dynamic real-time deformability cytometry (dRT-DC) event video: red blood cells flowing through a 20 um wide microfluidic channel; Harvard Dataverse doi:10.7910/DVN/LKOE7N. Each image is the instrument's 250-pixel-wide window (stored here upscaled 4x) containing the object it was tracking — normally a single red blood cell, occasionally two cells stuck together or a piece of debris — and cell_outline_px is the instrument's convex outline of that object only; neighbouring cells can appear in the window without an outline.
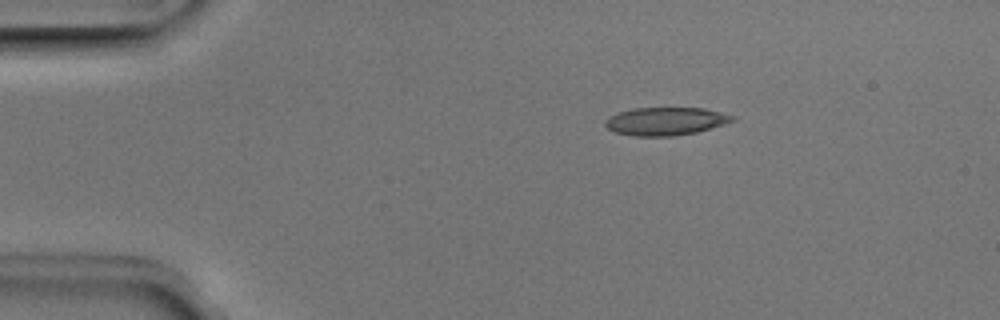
{"species": "Egyptian fruit bat (a non-hibernating species)", "species_latin": "Rousettus aegyptiacus", "temperature_condition": "room temperature", "stored_images_in_passage": 43, "camera_frame_rate_fps": 3000, "um_per_image_px": 0.085, "animal": {"sex": "male"}, "frame": {"image": 1, "passage_image": 1, "time_ms": 0.0, "image_size_px": [1000, 320], "cell_outline_px": [[736, 120], [724, 124], [696, 132], [672, 136], [632, 136], [616, 132], [608, 128], [604, 124], [604, 120], [608, 116], [632, 108], [704, 108], [736, 116]], "centroid_in_image_um": [56.57, 10.3], "position_along_channel_um": 28.4, "area_um2": 20.75}}
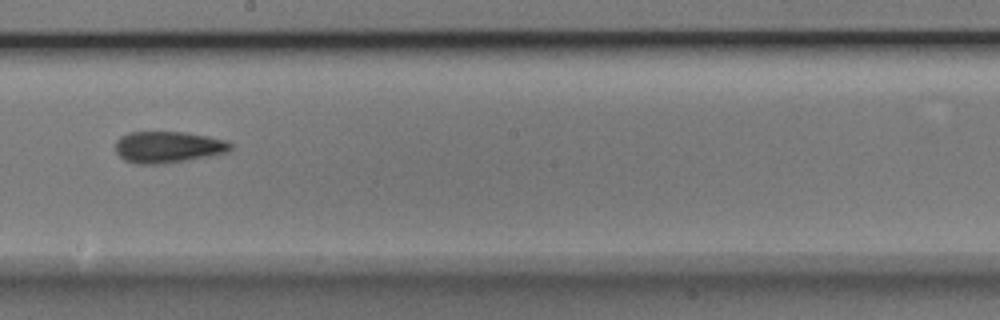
{"frame": {"image": 2, "passage_image": 21, "time_ms": 6.667, "image_size_px": [1000, 320], "cell_outline_px": [[232, 148], [228, 152], [188, 160], [164, 164], [136, 164], [124, 160], [116, 152], [116, 140], [120, 136], [128, 132], [184, 132], [208, 136], [228, 140], [232, 144]], "centroid_in_image_um": [14.29, 12.5], "position_along_channel_um": 233.9, "area_um2": 21.33}}
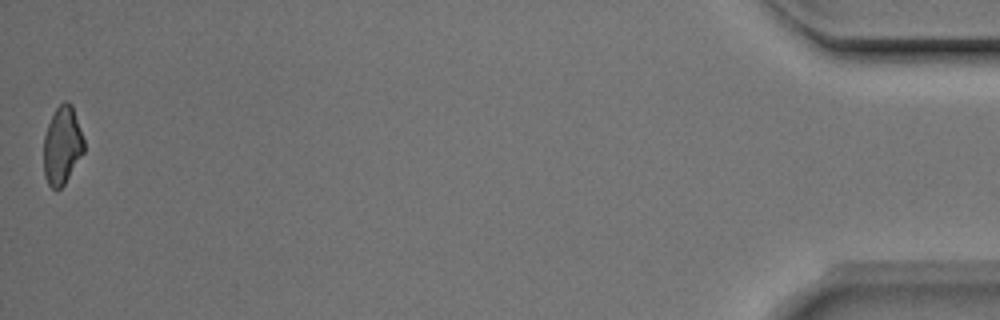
{"frame": {"image": 3, "passage_image": 43, "time_ms": 14.0, "image_size_px": [1000, 320], "cell_outline_px": [[84, 152], [64, 184], [60, 188], [52, 188], [48, 184], [44, 176], [44, 136], [48, 124], [56, 108], [64, 100], [68, 100], [72, 104], [84, 140]], "centroid_in_image_um": [5.29, 12.34], "position_along_channel_um": 429.9, "area_um2": 18.21}, "authors_computed_cell_mechanics": {"area_um2": 20.2878, "velocity_mm_per_s": 3.9616, "shape_relaxation_time_tau1_ms": 10.1962, "shape_relaxation_time_tau2_ms": 4.3712, "deformation_change_tau1": 0.1973, "deformation_change_tau2": 0.1408}}